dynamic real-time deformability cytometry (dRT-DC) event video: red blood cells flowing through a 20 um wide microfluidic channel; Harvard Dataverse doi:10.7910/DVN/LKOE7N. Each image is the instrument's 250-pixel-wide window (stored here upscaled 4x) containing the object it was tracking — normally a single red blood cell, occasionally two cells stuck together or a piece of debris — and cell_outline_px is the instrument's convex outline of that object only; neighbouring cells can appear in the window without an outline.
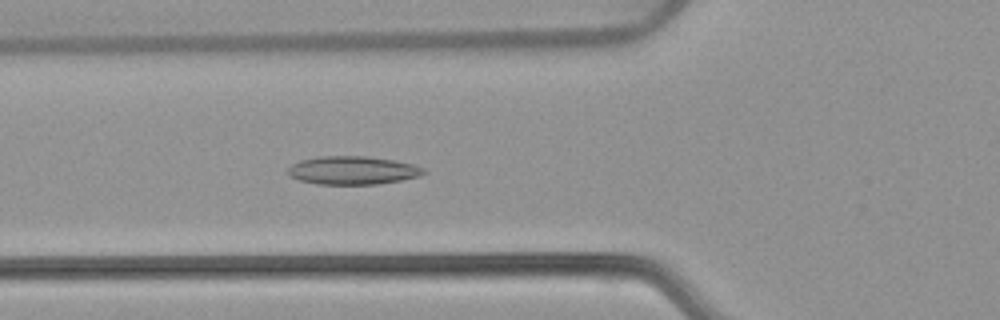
{"species": "common noctule bat (a hibernating species)", "species_latin": "Nyctalus noctula", "temperature_condition": "warm", "stored_images_in_passage": 54, "camera_frame_rate_fps": 3000, "um_per_image_px": 0.085, "animal": {"sex": "female", "body_mass_g": 22.7, "forearm_length_mm": 54.2}, "frame": {"image": 1, "passage_image": 20, "time_ms": 6.333, "image_size_px": [1000, 320], "cell_outline_px": [[428, 172], [420, 176], [400, 180], [376, 184], [316, 184], [300, 180], [292, 176], [288, 172], [288, 168], [292, 164], [300, 160], [320, 156], [368, 156], [392, 160], [412, 164], [424, 168]], "centroid_in_image_um": [29.99, 14.47], "position_along_channel_um": 95.8, "area_um2": 22.25}}
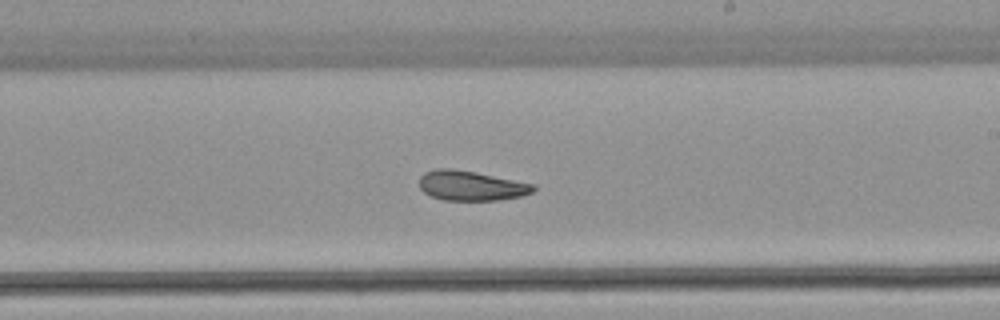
{"frame": {"image": 2, "passage_image": 32, "time_ms": 10.333, "image_size_px": [1000, 320], "cell_outline_px": [[536, 188], [532, 192], [520, 196], [500, 200], [444, 200], [432, 196], [424, 192], [420, 188], [420, 176], [424, 172], [436, 168], [452, 168], [476, 172], [536, 184]], "centroid_in_image_um": [40.05, 15.77], "position_along_channel_um": 249.0, "area_um2": 19.88}}
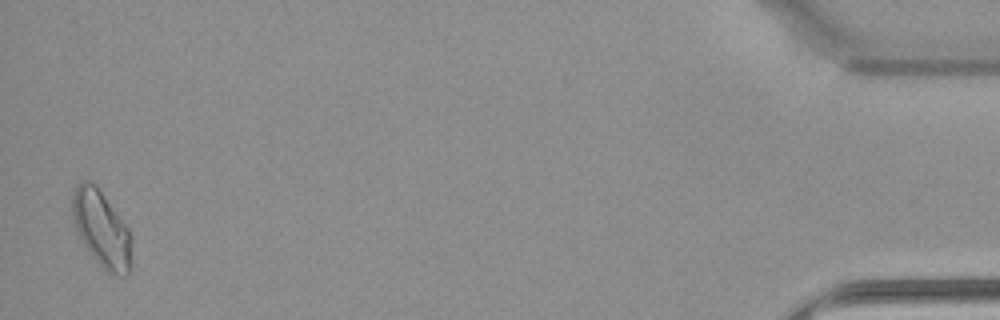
{"frame": {"image": 3, "passage_image": 53, "time_ms": 17.333, "image_size_px": [1000, 320], "cell_outline_px": [[132, 268], [128, 276], [124, 276], [108, 272], [96, 260], [84, 244], [72, 220], [72, 192], [80, 180], [88, 180], [96, 184], [128, 228], [132, 236]], "centroid_in_image_um": [8.66, 19.45], "position_along_channel_um": 426.5, "area_um2": 26.53}, "authors_computed_cell_mechanics": {"area_um2": 22.0507, "velocity_mm_per_s": 3.8347, "shape_relaxation_time_tau1_ms": 10.7329, "shape_relaxation_time_tau2_ms": 5.9658, "deformation_change_tau1": 0.2079, "deformation_change_tau2": 0.1213}}